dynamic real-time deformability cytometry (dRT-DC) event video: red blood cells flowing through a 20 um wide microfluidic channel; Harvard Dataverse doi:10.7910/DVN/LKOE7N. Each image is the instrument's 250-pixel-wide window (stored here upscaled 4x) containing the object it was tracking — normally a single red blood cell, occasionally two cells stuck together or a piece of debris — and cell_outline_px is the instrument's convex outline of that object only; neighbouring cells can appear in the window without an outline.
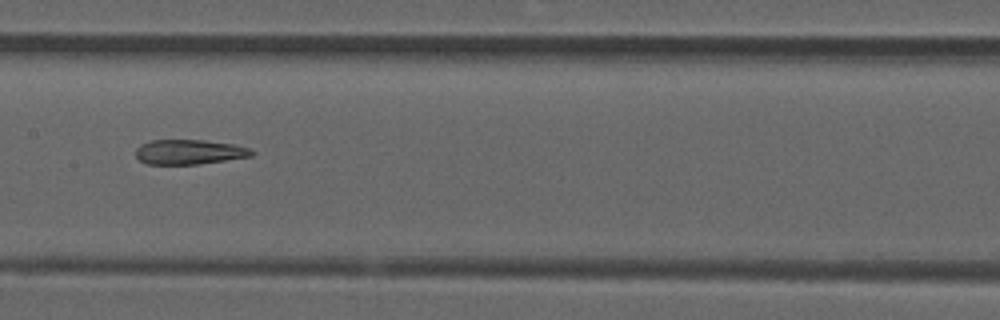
{"species": "common noctule bat (a hibernating species)", "species_latin": "Nyctalus noctula", "temperature_condition": "room temperature", "stored_images_in_passage": 37, "camera_frame_rate_fps": 3000, "um_per_image_px": 0.085, "animal": {"sex": "male", "forearm_length_mm": 52.5}, "frame": {"image": 1, "passage_image": 11, "time_ms": 3.333, "image_size_px": [1000, 320], "cell_outline_px": [[256, 152], [252, 156], [196, 164], [148, 164], [140, 160], [136, 156], [136, 148], [140, 144], [152, 140], [204, 140], [232, 144], [248, 148]], "centroid_in_image_um": [16.06, 12.91], "position_along_channel_um": 191.3, "area_um2": 16.59}, "authors_computed_cell_mechanics": {"area_um2": 17.5712, "velocity_mm_per_s": 3.875, "shape_relaxation_time_tau1_ms": null, "shape_relaxation_time_tau2_ms": 4.5483, "deformation_change_tau1": null, "deformation_change_tau2": 0.1561}}